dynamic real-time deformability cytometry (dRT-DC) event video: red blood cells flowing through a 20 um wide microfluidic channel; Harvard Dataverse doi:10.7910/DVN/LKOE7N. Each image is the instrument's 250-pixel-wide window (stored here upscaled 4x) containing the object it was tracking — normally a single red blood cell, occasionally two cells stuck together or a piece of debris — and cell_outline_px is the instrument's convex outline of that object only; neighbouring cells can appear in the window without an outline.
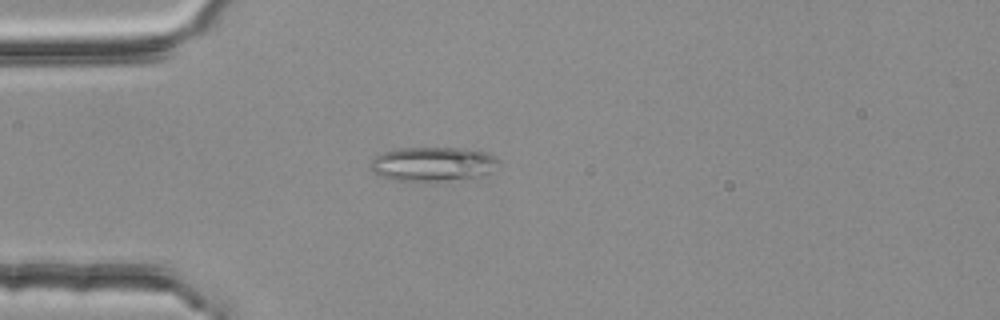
{"species": "common noctule bat (a hibernating species)", "species_latin": "Nyctalus noctula", "temperature_condition": "room temperature", "stored_images_in_passage": 4, "camera_frame_rate_fps": 3000, "um_per_image_px": 0.085, "animal": {"sex": "female", "body_mass_g": 25.1}, "frame": {"image": 1, "passage_image": 4, "time_ms": 1.0, "image_size_px": [1000, 320], "cell_outline_px": [[500, 164], [496, 172], [484, 176], [444, 180], [392, 180], [380, 176], [372, 172], [368, 168], [368, 164], [372, 156], [384, 152], [404, 148], [468, 148], [488, 152], [496, 156], [500, 160]], "centroid_in_image_um": [36.85, 13.93], "position_along_channel_um": 48.2, "area_um2": 26.18}}